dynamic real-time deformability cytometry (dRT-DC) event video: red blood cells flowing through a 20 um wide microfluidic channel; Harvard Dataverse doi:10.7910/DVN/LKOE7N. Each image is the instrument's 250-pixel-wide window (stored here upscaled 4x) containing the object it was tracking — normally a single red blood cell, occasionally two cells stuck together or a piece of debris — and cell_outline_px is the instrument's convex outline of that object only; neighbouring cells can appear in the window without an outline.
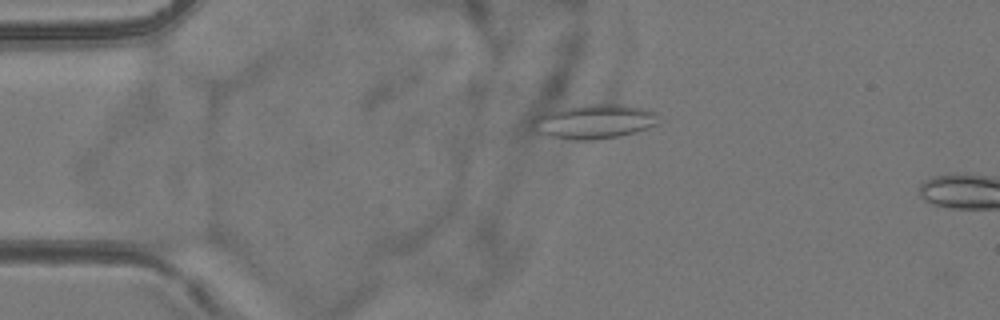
{"species": "common noctule bat (a hibernating species)", "species_latin": "Nyctalus noctula", "temperature_condition": "room temperature", "stored_images_in_passage": 4, "camera_frame_rate_fps": 3000, "um_per_image_px": 0.085, "animal": {"sex": "female", "body_mass_g": 24.6, "forearm_length_mm": 56.2}, "frame": {"image": 1, "passage_image": 3, "time_ms": 2.333, "image_size_px": [1000, 320], "cell_outline_px": [[656, 124], [636, 132], [620, 136], [596, 140], [572, 140], [548, 136], [536, 132], [532, 124], [532, 120], [536, 116], [544, 112], [584, 104], [620, 104], [644, 108], [652, 112]], "centroid_in_image_um": [50.42, 10.34], "position_along_channel_um": 34.6, "area_um2": 25.03}}